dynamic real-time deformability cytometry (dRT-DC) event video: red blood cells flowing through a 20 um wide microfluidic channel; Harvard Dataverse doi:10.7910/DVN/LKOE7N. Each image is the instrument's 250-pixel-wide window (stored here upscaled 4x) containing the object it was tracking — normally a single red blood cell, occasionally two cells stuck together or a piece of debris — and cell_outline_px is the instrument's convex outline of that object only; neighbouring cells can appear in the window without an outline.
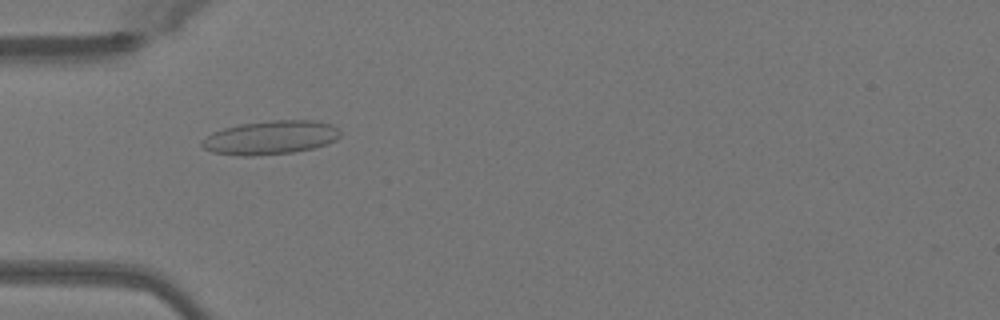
{"species": "Egyptian fruit bat (a non-hibernating species)", "species_latin": "Rousettus aegyptiacus", "temperature_condition": "warm", "stored_images_in_passage": 49, "camera_frame_rate_fps": 3000, "um_per_image_px": 0.085, "animal": {"sex": "female"}, "frame": {"image": 1, "passage_image": 15, "time_ms": 4.667, "image_size_px": [1000, 320], "cell_outline_px": [[340, 136], [336, 140], [312, 148], [292, 152], [252, 156], [240, 156], [212, 152], [204, 148], [200, 144], [200, 140], [212, 132], [224, 128], [240, 124], [272, 120], [316, 120], [332, 124], [340, 132]], "centroid_in_image_um": [22.96, 11.69], "position_along_channel_um": 62.0, "area_um2": 27.22}}
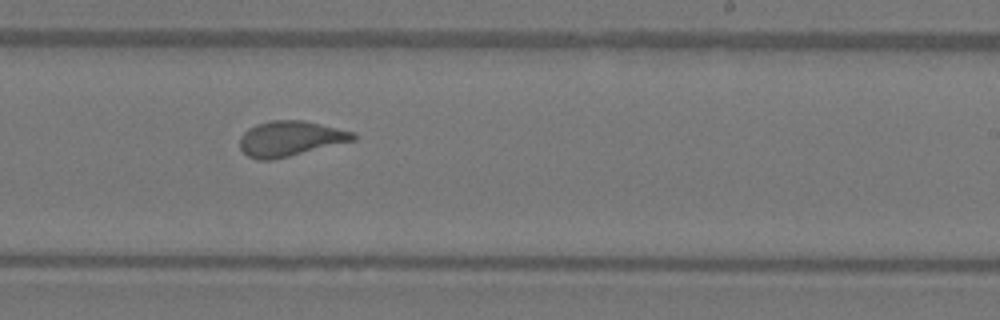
{"frame": {"image": 2, "passage_image": 30, "time_ms": 9.667, "image_size_px": [1000, 320], "cell_outline_px": [[356, 140], [272, 160], [256, 160], [248, 156], [240, 148], [240, 136], [248, 128], [256, 124], [272, 120], [304, 120], [356, 132]], "centroid_in_image_um": [24.67, 11.77], "position_along_channel_um": 264.3, "area_um2": 23.35}}
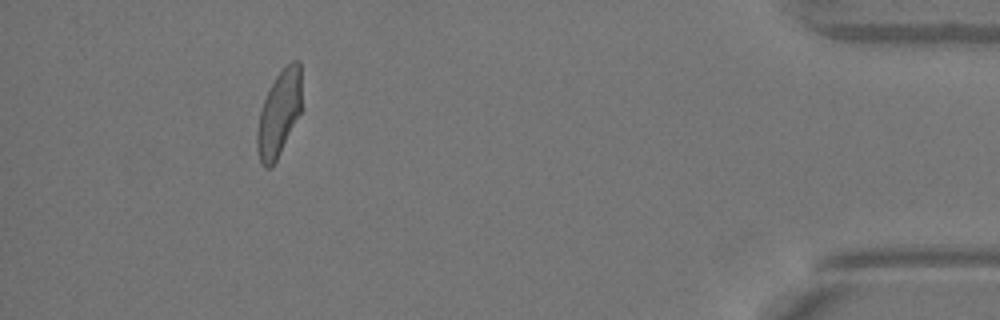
{"frame": {"image": 3, "passage_image": 45, "time_ms": 14.667, "image_size_px": [1000, 320], "cell_outline_px": [[300, 112], [272, 168], [264, 168], [260, 160], [256, 148], [256, 132], [260, 112], [264, 100], [276, 76], [292, 60], [300, 60]], "centroid_in_image_um": [23.69, 9.68], "position_along_channel_um": 411.5, "area_um2": 21.68}, "authors_computed_cell_mechanics": {"area_um2": 23.3512, "velocity_mm_per_s": 4.0843, "shape_relaxation_time_tau1_ms": 6.2719, "shape_relaxation_time_tau2_ms": 0.5145, "deformation_change_tau1": 0.1848, "deformation_change_tau2": 0.0848}}